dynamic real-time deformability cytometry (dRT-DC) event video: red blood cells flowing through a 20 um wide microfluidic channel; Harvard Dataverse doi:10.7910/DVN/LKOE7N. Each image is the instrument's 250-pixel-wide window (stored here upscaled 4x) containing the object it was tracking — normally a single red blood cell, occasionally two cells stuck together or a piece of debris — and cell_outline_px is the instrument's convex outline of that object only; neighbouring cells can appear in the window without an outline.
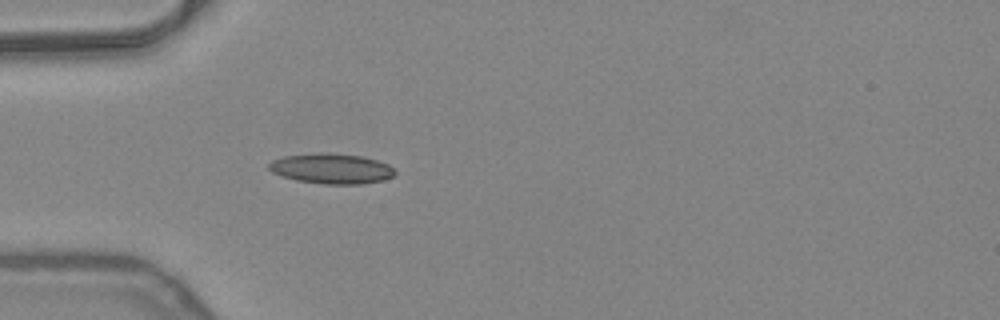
{"species": "common noctule bat (a hibernating species)", "species_latin": "Nyctalus noctula", "temperature_condition": "warm", "stored_images_in_passage": 3, "camera_frame_rate_fps": 3000, "um_per_image_px": 0.085, "animal": {"sex": "female", "body_mass_g": 24.6, "forearm_length_mm": 56.2}, "frame": {"image": 1, "passage_image": 1, "time_ms": 0.0, "image_size_px": [1000, 320], "cell_outline_px": [[396, 172], [392, 176], [384, 180], [360, 184], [324, 184], [296, 180], [280, 176], [272, 172], [268, 168], [268, 164], [272, 160], [284, 156], [360, 156], [376, 160], [388, 164]], "centroid_in_image_um": [28.18, 14.4], "position_along_channel_um": 56.8, "area_um2": 21.04}}